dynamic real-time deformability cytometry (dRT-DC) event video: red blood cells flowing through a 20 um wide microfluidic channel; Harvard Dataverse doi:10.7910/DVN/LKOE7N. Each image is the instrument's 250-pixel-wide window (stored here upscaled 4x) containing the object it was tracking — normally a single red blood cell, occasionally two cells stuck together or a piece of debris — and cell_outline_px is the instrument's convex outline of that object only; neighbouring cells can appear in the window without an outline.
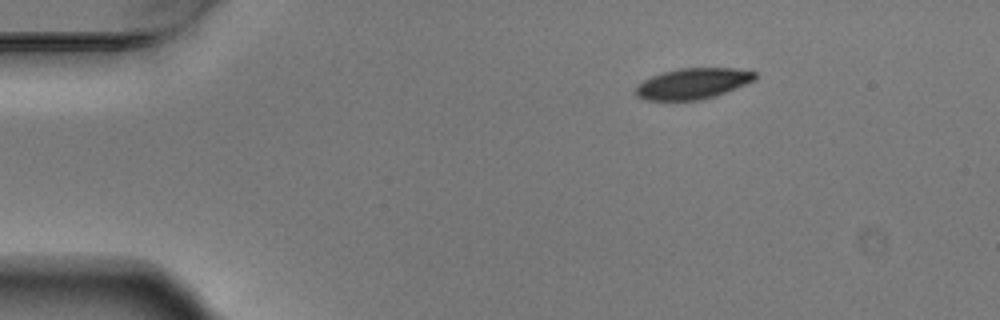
{"species": "Egyptian fruit bat (a non-hibernating species)", "species_latin": "Rousettus aegyptiacus", "temperature_condition": "warm", "stored_images_in_passage": 4, "camera_frame_rate_fps": 3000, "um_per_image_px": 0.085, "animal": {"sex": "male"}, "frame": {"image": 1, "passage_image": 1, "time_ms": 0.0, "image_size_px": [1000, 320], "cell_outline_px": [[756, 80], [724, 92], [700, 100], [644, 100], [636, 96], [636, 84], [652, 76], [664, 72], [680, 68], [736, 68], [756, 72]], "centroid_in_image_um": [58.87, 7.1], "position_along_channel_um": 26.1, "area_um2": 21.27}}
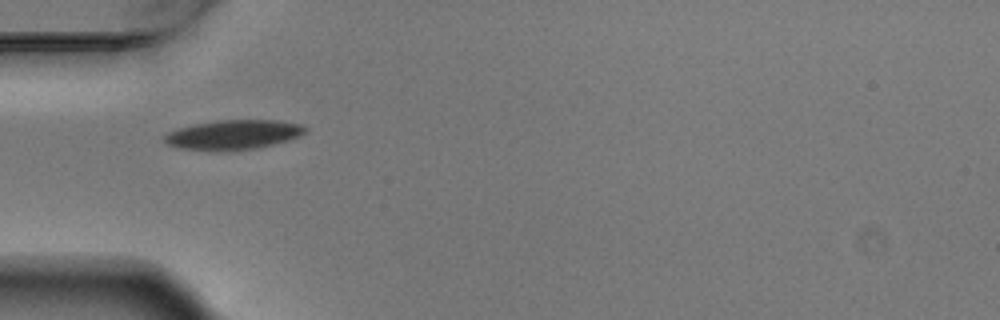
{"frame": {"image": 2, "passage_image": 3, "time_ms": 0.667, "image_size_px": [1000, 320], "cell_outline_px": [[308, 132], [300, 136], [288, 140], [256, 148], [228, 152], [208, 152], [180, 148], [168, 144], [164, 140], [164, 136], [168, 132], [176, 128], [192, 124], [216, 120], [276, 120], [304, 124], [308, 128]], "centroid_in_image_um": [19.83, 11.46], "position_along_channel_um": 65.2, "area_um2": 24.97}}
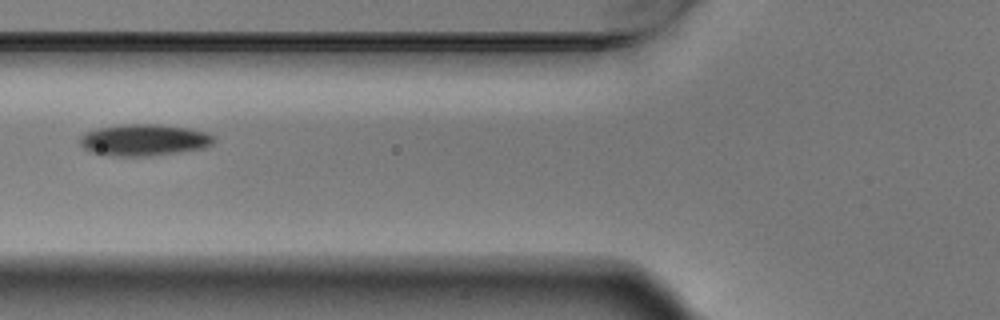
{"frame": {"image": 3, "passage_image": 4, "time_ms": 1.0, "image_size_px": [1000, 320], "cell_outline_px": [[216, 140], [212, 144], [204, 148], [148, 156], [120, 156], [92, 152], [84, 148], [80, 144], [80, 136], [96, 128], [124, 124], [160, 124], [188, 128], [208, 132], [216, 136]], "centroid_in_image_um": [12.29, 11.88], "position_along_channel_um": 113.5, "area_um2": 24.62}}